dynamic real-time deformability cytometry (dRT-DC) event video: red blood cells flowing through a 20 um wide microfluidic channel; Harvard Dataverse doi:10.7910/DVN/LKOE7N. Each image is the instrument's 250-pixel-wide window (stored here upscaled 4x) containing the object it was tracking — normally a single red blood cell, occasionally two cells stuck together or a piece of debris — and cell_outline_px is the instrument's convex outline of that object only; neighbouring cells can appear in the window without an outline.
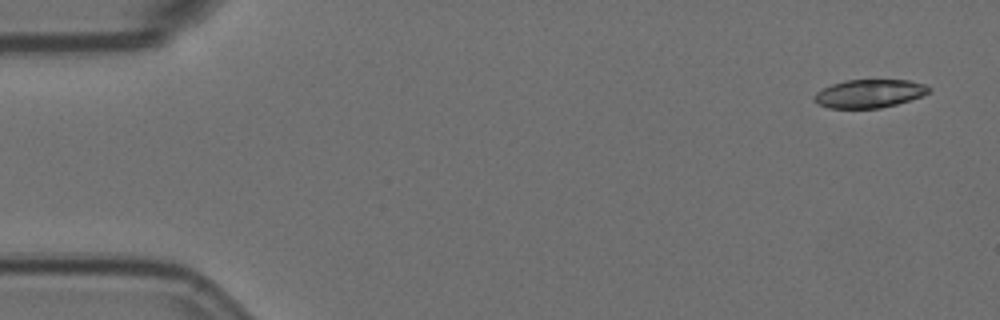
{"species": "Egyptian fruit bat (a non-hibernating species)", "species_latin": "Rousettus aegyptiacus", "temperature_condition": "room temperature", "stored_images_in_passage": 4, "camera_frame_rate_fps": 3000, "um_per_image_px": 0.085, "animal": {"sex": "female"}, "frame": {"image": 1, "passage_image": 1, "time_ms": 0.0, "image_size_px": [1000, 320], "cell_outline_px": [[932, 88], [928, 92], [920, 96], [896, 104], [880, 108], [828, 108], [820, 104], [812, 96], [816, 92], [832, 84], [848, 80], [908, 80], [924, 84]], "centroid_in_image_um": [73.89, 7.95], "position_along_channel_um": 11.1, "area_um2": 18.61}}
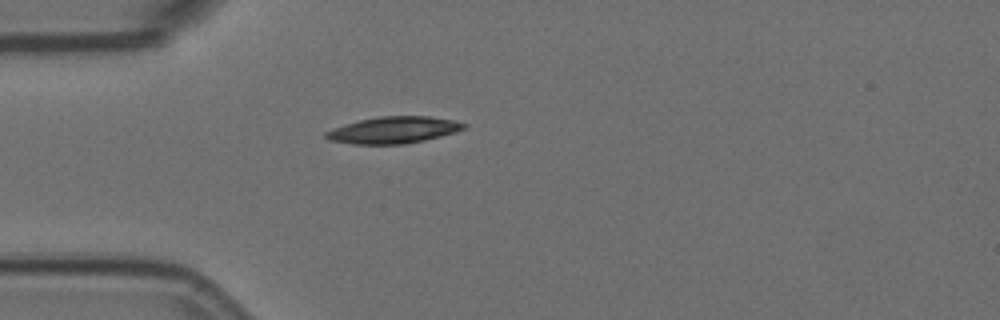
{"frame": {"image": 2, "passage_image": 4, "time_ms": 1.0, "image_size_px": [1000, 320], "cell_outline_px": [[468, 124], [464, 128], [456, 132], [424, 140], [400, 144], [352, 144], [328, 140], [324, 136], [324, 132], [360, 120], [380, 116], [428, 116], [452, 120]], "centroid_in_image_um": [33.45, 11.05], "position_along_channel_um": 51.5, "area_um2": 21.15}}